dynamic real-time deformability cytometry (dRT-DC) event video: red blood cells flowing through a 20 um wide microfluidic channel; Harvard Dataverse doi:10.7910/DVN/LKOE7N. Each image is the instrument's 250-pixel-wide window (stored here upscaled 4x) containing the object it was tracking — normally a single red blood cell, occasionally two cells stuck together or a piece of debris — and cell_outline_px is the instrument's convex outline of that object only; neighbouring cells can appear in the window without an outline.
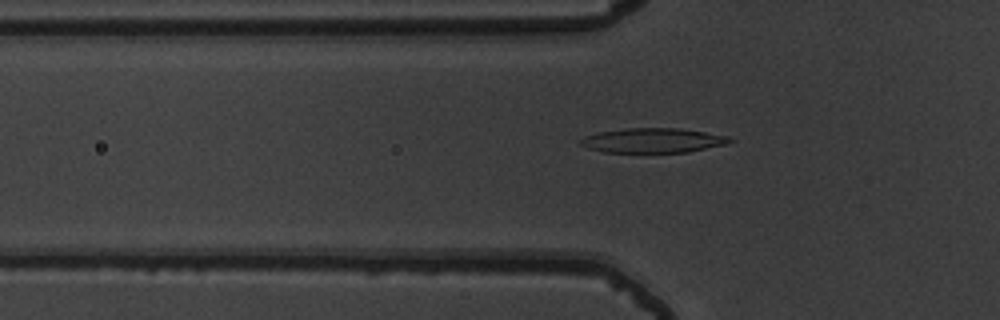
{"species": "common noctule bat (a hibernating species)", "species_latin": "Nyctalus noctula", "temperature_condition": "warm", "stored_images_in_passage": 41, "camera_frame_rate_fps": 3000, "um_per_image_px": 0.085, "animal": {"sex": "male", "body_mass_g": 19.5, "forearm_length_mm": 54.6}, "frame": {"image": 1, "passage_image": 6, "time_ms": 1.667, "image_size_px": [1000, 320], "cell_outline_px": [[736, 140], [728, 144], [688, 152], [604, 152], [588, 148], [580, 144], [580, 140], [584, 136], [600, 132], [628, 128], [680, 128], [728, 136]], "centroid_in_image_um": [55.54, 11.94], "position_along_channel_um": 70.3, "area_um2": 21.39}}
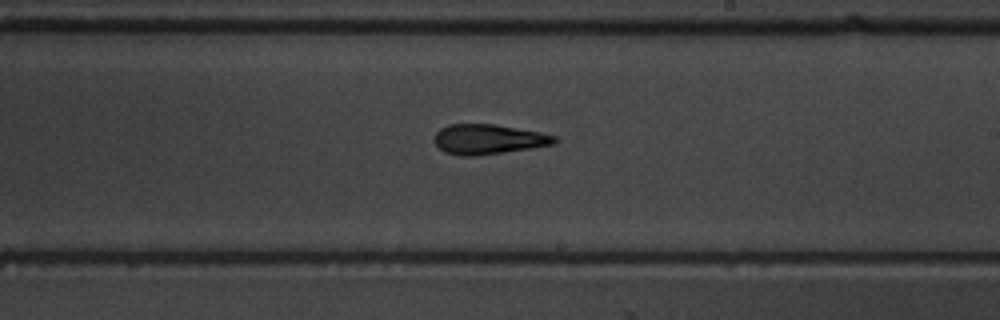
{"frame": {"image": 2, "passage_image": 20, "time_ms": 6.333, "image_size_px": [1000, 320], "cell_outline_px": [[556, 140], [552, 144], [532, 148], [476, 156], [460, 156], [444, 152], [432, 140], [436, 132], [440, 128], [448, 124], [496, 124], [556, 136]], "centroid_in_image_um": [41.43, 11.84], "position_along_channel_um": 247.6, "area_um2": 20.87}}
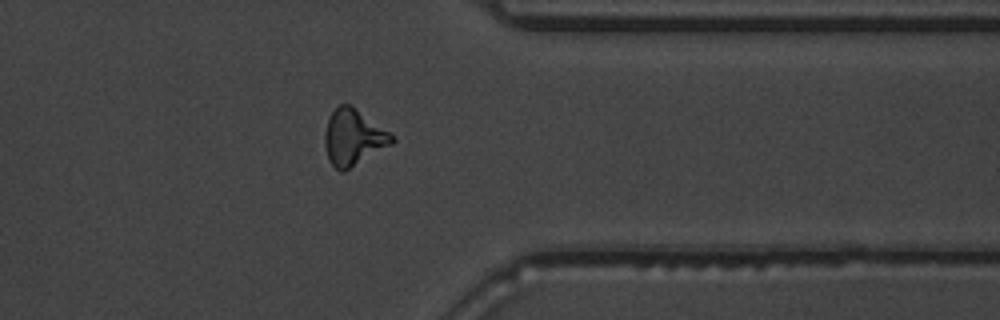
{"frame": {"image": 3, "passage_image": 31, "time_ms": 10.0, "image_size_px": [1000, 320], "cell_outline_px": [[396, 140], [392, 144], [344, 172], [340, 172], [328, 160], [324, 144], [324, 132], [328, 120], [332, 112], [340, 104], [352, 104], [388, 132]], "centroid_in_image_um": [30.01, 11.69], "position_along_channel_um": 381.4, "area_um2": 21.85}, "authors_computed_cell_mechanics": {"area_um2": 20.808, "velocity_mm_per_s": 3.8082, "shape_relaxation_time_tau1_ms": null, "shape_relaxation_time_tau2_ms": 3.5723, "deformation_change_tau1": null, "deformation_change_tau2": 0.1448}}